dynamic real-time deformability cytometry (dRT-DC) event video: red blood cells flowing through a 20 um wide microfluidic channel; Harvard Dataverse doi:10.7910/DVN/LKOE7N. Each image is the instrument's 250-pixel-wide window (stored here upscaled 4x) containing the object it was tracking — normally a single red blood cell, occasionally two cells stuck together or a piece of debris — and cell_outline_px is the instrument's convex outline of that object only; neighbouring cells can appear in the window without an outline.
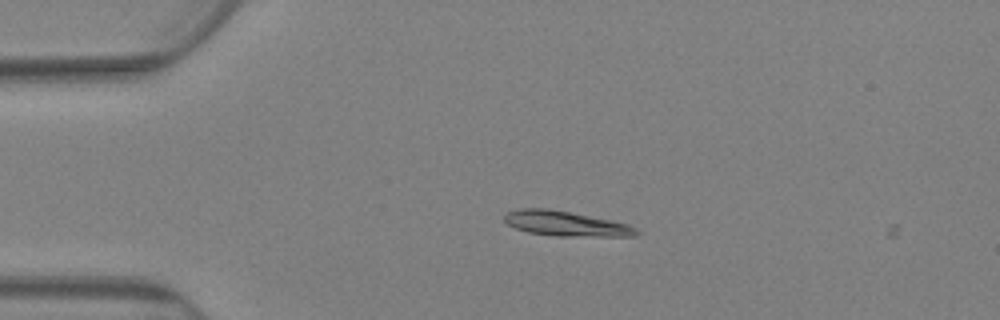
{"species": "Egyptian fruit bat (a non-hibernating species)", "species_latin": "Rousettus aegyptiacus", "temperature_condition": "warm", "stored_images_in_passage": 2, "camera_frame_rate_fps": 3000, "um_per_image_px": 0.085, "animal": {"sex": "female"}, "frame": {"image": 1, "passage_image": 1, "time_ms": 0.0, "image_size_px": [1000, 320], "cell_outline_px": [[640, 232], [636, 236], [556, 236], [528, 232], [516, 228], [508, 224], [504, 220], [504, 216], [508, 212], [520, 208], [548, 208], [612, 220], [628, 224], [636, 228]], "centroid_in_image_um": [48.11, 19.01], "position_along_channel_um": 36.9, "area_um2": 19.13}}